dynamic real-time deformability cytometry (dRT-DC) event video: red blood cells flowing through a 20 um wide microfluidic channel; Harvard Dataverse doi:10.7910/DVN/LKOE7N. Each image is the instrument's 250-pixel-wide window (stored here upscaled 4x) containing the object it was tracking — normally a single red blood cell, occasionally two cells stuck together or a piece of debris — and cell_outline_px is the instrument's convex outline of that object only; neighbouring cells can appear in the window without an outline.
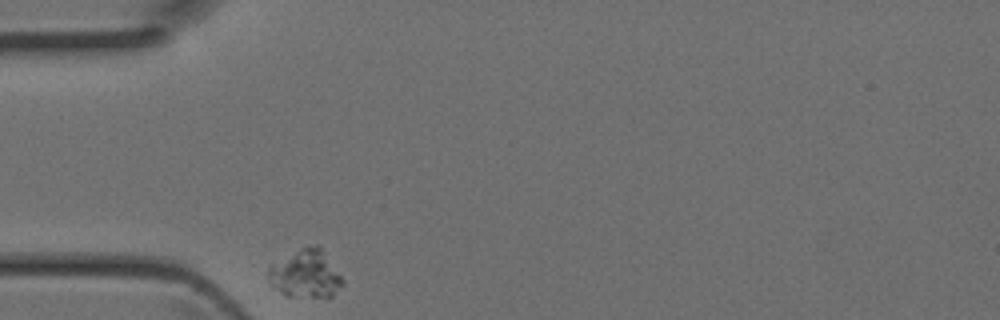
{"species": "Egyptian fruit bat (a non-hibernating species)", "species_latin": "Rousettus aegyptiacus", "temperature_condition": "room temperature", "stored_images_in_passage": 27, "camera_frame_rate_fps": 3000, "um_per_image_px": 0.085, "animal": {"sex": "female"}, "frame": {"image": 1, "passage_image": 1, "time_ms": 0.0, "image_size_px": [1000, 320], "cell_outline_px": [[344, 284], [332, 296], [284, 296], [272, 284], [268, 276], [268, 268], [272, 264], [308, 244], [320, 244], [344, 280]], "centroid_in_image_um": [26.01, 23.25], "position_along_channel_um": 59.0, "area_um2": 20.69}}
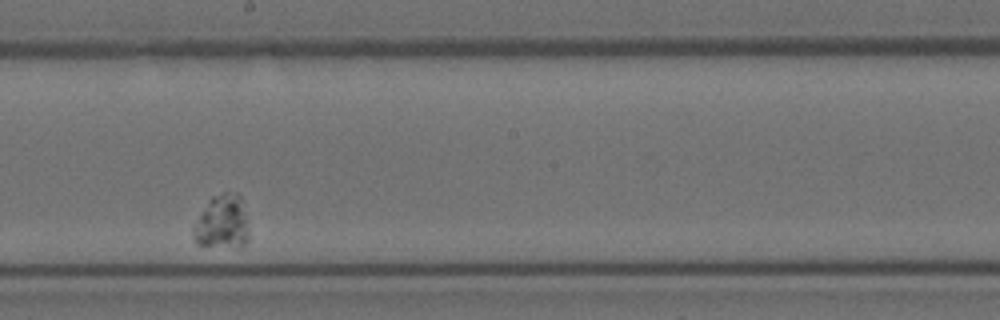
{"frame": {"image": 2, "passage_image": 16, "time_ms": 5.0, "image_size_px": [1000, 320], "cell_outline_px": [[248, 240], [240, 248], [196, 244], [192, 236], [192, 224], [208, 200], [212, 196], [224, 192], [236, 192], [240, 196], [248, 232]], "centroid_in_image_um": [18.82, 18.89], "position_along_channel_um": 229.4, "area_um2": 17.57}}
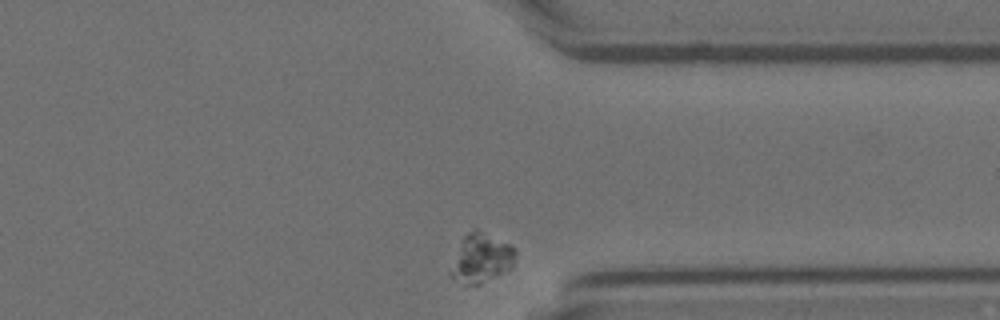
{"frame": {"image": 3, "passage_image": 27, "time_ms": 8.667, "image_size_px": [1000, 320], "cell_outline_px": [[516, 256], [512, 268], [480, 284], [464, 284], [452, 280], [448, 272], [448, 268], [464, 236], [472, 228], [476, 228], [516, 248]], "centroid_in_image_um": [40.86, 21.96], "position_along_channel_um": 370.5, "area_um2": 18.73}}